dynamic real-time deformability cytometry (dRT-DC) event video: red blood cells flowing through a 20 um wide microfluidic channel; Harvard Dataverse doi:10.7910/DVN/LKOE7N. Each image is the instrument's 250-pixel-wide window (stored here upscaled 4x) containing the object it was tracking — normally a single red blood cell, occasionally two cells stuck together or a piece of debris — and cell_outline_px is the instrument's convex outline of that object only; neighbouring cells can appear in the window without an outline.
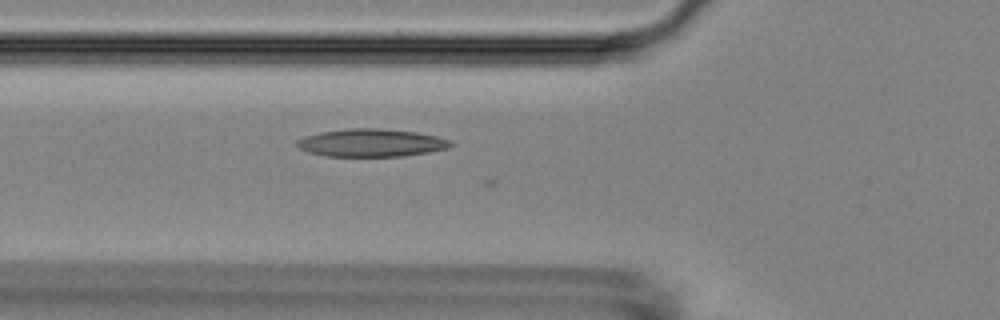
{"species": "Egyptian fruit bat (a non-hibernating species)", "species_latin": "Rousettus aegyptiacus", "temperature_condition": "room temperature", "stored_images_in_passage": 5, "camera_frame_rate_fps": 3000, "um_per_image_px": 0.085, "animal": {"sex": "female"}, "frame": {"image": 1, "passage_image": 5, "time_ms": 6.333, "image_size_px": [1000, 320], "cell_outline_px": [[456, 144], [448, 148], [428, 152], [400, 156], [324, 156], [308, 152], [300, 148], [296, 144], [296, 140], [304, 136], [320, 132], [348, 128], [380, 128], [416, 132], [436, 136], [452, 140]], "centroid_in_image_um": [31.57, 12.13], "position_along_channel_um": 94.2, "area_um2": 25.03}}